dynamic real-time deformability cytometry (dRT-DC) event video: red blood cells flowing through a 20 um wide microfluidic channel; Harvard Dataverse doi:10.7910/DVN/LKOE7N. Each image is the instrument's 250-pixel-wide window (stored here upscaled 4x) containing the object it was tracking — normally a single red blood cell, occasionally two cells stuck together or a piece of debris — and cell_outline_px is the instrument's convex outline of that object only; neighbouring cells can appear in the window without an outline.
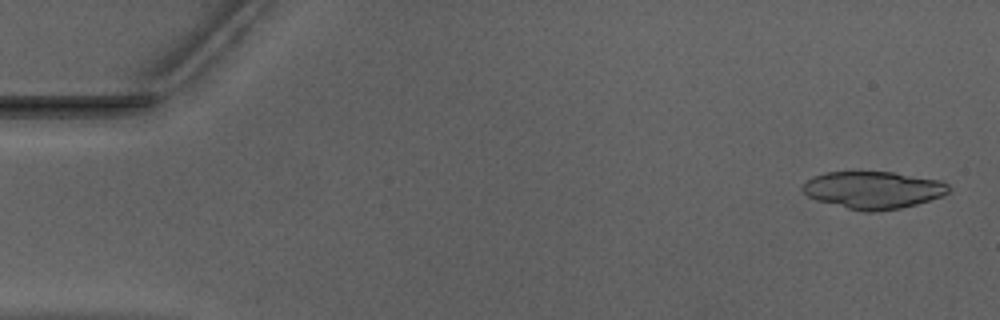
{"species": "Egyptian fruit bat (a non-hibernating species)", "species_latin": "Rousettus aegyptiacus", "temperature_condition": "warm", "stored_images_in_passage": 12, "camera_frame_rate_fps": 3000, "um_per_image_px": 0.085, "animal": {"sex": "male"}, "frame": {"image": 1, "passage_image": 2, "time_ms": 0.333, "image_size_px": [1000, 320], "cell_outline_px": [[952, 188], [944, 196], [916, 204], [900, 208], [876, 212], [864, 212], [816, 200], [808, 196], [800, 188], [812, 176], [824, 172], [896, 172], [940, 180], [948, 184]], "centroid_in_image_um": [74.25, 16.14], "position_along_channel_um": 10.8, "area_um2": 31.96}}